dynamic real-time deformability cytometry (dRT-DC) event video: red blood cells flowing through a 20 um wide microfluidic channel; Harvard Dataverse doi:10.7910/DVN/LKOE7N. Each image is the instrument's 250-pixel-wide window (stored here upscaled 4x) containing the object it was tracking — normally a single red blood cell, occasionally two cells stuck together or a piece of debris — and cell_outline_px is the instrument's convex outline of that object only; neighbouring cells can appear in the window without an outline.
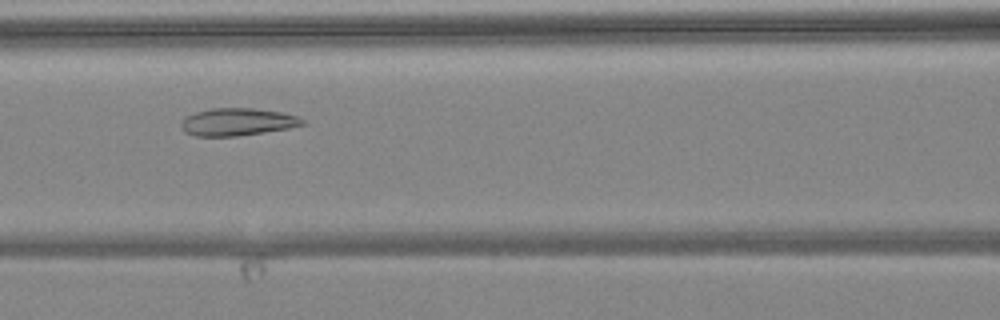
{"species": "common noctule bat (a hibernating species)", "species_latin": "Nyctalus noctula", "temperature_condition": "warm", "stored_images_in_passage": 8, "camera_frame_rate_fps": 3000, "um_per_image_px": 0.085, "animal": {"sex": "female", "body_mass_g": 24.6, "forearm_length_mm": 56.2}, "frame": {"image": 1, "passage_image": 5, "time_ms": 5.667, "image_size_px": [1000, 320], "cell_outline_px": [[308, 124], [288, 128], [264, 132], [236, 136], [196, 136], [184, 132], [180, 124], [184, 116], [196, 112], [212, 108], [252, 108], [280, 112], [300, 116]], "centroid_in_image_um": [20.19, 10.36], "position_along_channel_um": 146.4, "area_um2": 19.54}}
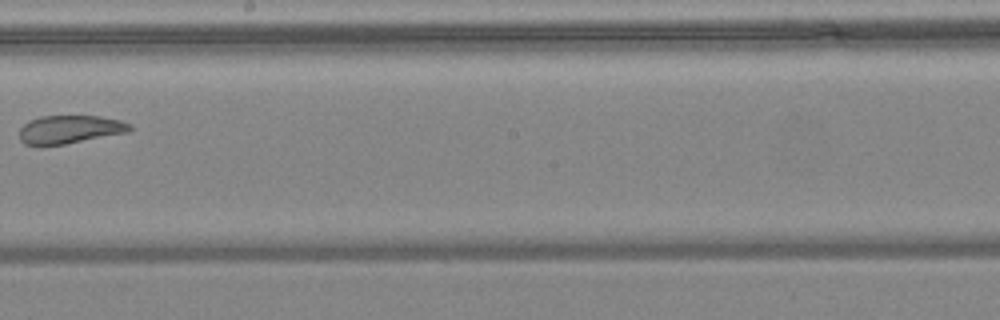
{"frame": {"image": 2, "passage_image": 7, "time_ms": 8.0, "image_size_px": [1000, 320], "cell_outline_px": [[132, 128], [128, 132], [64, 144], [40, 148], [24, 144], [20, 140], [20, 128], [28, 120], [40, 116], [100, 116], [120, 120], [132, 124]], "centroid_in_image_um": [5.87, 11.02], "position_along_channel_um": 242.3, "area_um2": 18.55}}
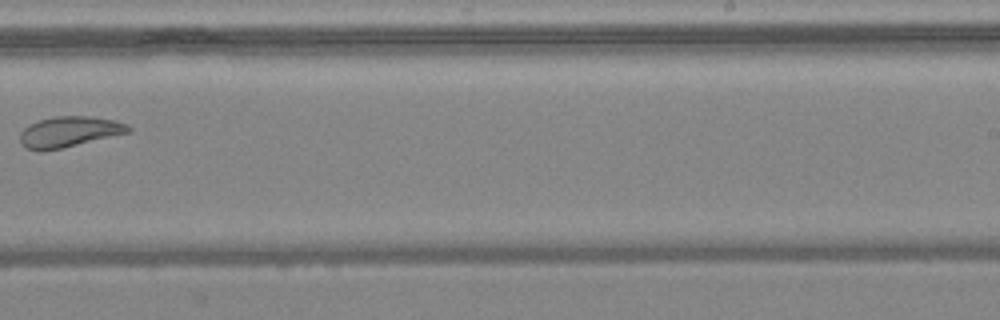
{"frame": {"image": 3, "passage_image": 8, "time_ms": 9.0, "image_size_px": [1000, 320], "cell_outline_px": [[132, 132], [60, 148], [40, 152], [24, 148], [20, 144], [20, 132], [28, 124], [40, 120], [56, 116], [92, 116], [116, 120], [128, 124], [132, 128]], "centroid_in_image_um": [5.88, 11.2], "position_along_channel_um": 283.1, "area_um2": 19.59}}